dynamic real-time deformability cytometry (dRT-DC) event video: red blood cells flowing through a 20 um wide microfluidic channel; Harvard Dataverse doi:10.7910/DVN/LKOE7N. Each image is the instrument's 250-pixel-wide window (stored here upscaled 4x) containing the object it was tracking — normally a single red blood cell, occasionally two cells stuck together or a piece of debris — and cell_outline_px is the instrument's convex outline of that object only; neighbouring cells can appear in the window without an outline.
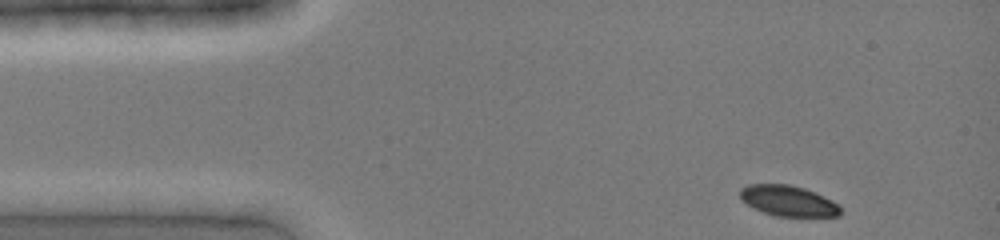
{"species": "common noctule bat (a hibernating species)", "species_latin": "Nyctalus noctula", "temperature_condition": "cold", "stored_images_in_passage": 29, "camera_frame_rate_fps": 3000, "um_per_image_px": 0.085, "animal": {"sex": "female", "body_mass_g": 19.0, "forearm_length_mm": 51.5}, "frame": {"image": 1, "passage_image": 1, "time_ms": 0.0, "image_size_px": [1000, 240], "cell_outline_px": [[840, 216], [776, 216], [764, 212], [740, 200], [740, 188], [748, 184], [788, 184], [804, 188], [816, 192], [840, 204]], "centroid_in_image_um": [67.01, 17.06], "position_along_channel_um": 18.0, "area_um2": 17.92}}
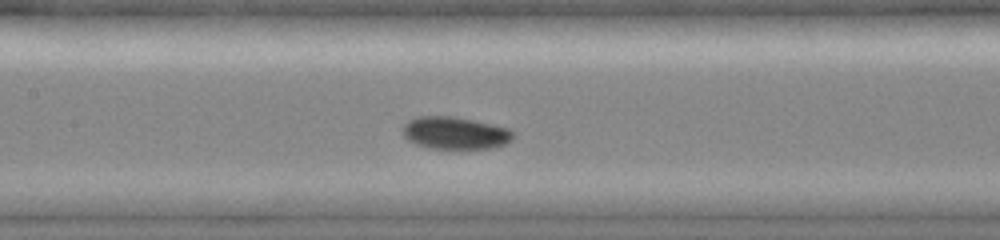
{"frame": {"image": 2, "passage_image": 16, "time_ms": 5.0, "image_size_px": [1000, 240], "cell_outline_px": [[516, 136], [512, 140], [504, 144], [492, 148], [432, 148], [416, 144], [408, 140], [400, 132], [400, 128], [408, 120], [420, 116], [452, 116], [492, 124], [508, 128]], "centroid_in_image_um": [38.65, 11.3], "position_along_channel_um": 168.7, "area_um2": 20.87}}
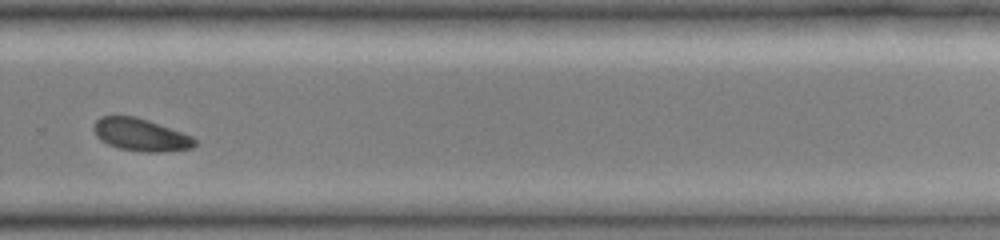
{"frame": {"image": 3, "passage_image": 26, "time_ms": 8.333, "image_size_px": [1000, 240], "cell_outline_px": [[196, 144], [192, 148], [164, 152], [144, 152], [120, 148], [108, 144], [100, 140], [96, 136], [92, 128], [96, 120], [100, 116], [132, 116], [148, 120], [192, 136], [196, 140]], "centroid_in_image_um": [11.94, 11.46], "position_along_channel_um": 317.9, "area_um2": 19.07}}